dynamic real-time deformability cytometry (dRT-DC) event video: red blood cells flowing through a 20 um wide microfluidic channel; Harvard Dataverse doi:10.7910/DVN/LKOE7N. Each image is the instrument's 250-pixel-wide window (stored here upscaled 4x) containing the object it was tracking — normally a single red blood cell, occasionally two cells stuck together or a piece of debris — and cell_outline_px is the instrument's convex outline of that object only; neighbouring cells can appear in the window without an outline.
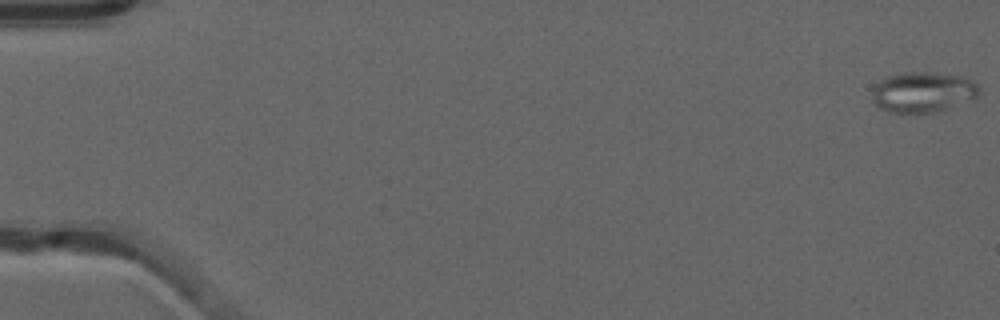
{"species": "common noctule bat (a hibernating species)", "species_latin": "Nyctalus noctula", "temperature_condition": "warm", "stored_images_in_passage": 53, "segment_of_instrument_passage": [1, 2], "camera_frame_rate_fps": 3000, "um_per_image_px": 0.085, "animal": {"sex": "male", "forearm_length_mm": 52.5}, "frame": {"image": 1, "passage_image": 1, "time_ms": 0.0, "image_size_px": [1000, 320], "cell_outline_px": [[980, 92], [976, 100], [936, 112], [888, 112], [880, 108], [872, 100], [872, 92], [876, 84], [884, 76], [904, 72], [924, 72], [964, 76], [972, 80], [980, 88]], "centroid_in_image_um": [78.49, 7.83], "position_along_channel_um": 6.5, "area_um2": 25.61}}
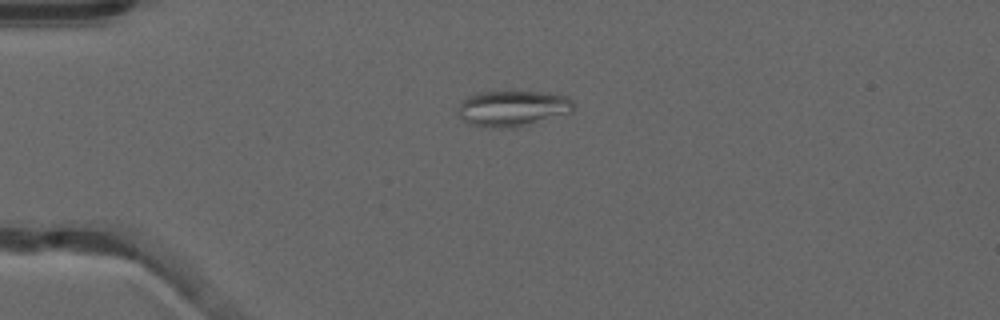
{"frame": {"image": 2, "passage_image": 14, "time_ms": 4.333, "image_size_px": [1000, 320], "cell_outline_px": [[576, 104], [572, 112], [528, 124], [512, 128], [488, 128], [468, 124], [456, 112], [456, 108], [460, 100], [468, 96], [480, 92], [544, 92], [568, 96]], "centroid_in_image_um": [43.54, 9.21], "position_along_channel_um": 41.5, "area_um2": 24.39}}